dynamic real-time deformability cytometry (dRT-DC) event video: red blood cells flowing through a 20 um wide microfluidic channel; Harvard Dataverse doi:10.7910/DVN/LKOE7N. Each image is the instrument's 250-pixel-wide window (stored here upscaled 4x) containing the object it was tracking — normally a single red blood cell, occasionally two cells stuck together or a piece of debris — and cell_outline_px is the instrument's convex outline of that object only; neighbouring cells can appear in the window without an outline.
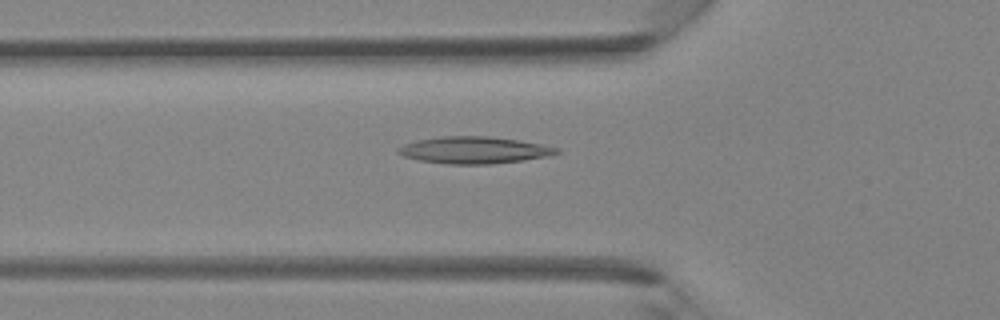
{"species": "Egyptian fruit bat (a non-hibernating species)", "species_latin": "Rousettus aegyptiacus", "temperature_condition": "room temperature", "stored_images_in_passage": 40, "camera_frame_rate_fps": 3000, "um_per_image_px": 0.085, "animal": {"sex": "female"}, "frame": {"image": 1, "passage_image": 14, "time_ms": 4.333, "image_size_px": [1000, 320], "cell_outline_px": [[560, 152], [548, 156], [520, 160], [488, 164], [448, 164], [420, 160], [404, 156], [396, 152], [396, 148], [404, 144], [416, 140], [440, 136], [488, 136], [516, 140], [540, 144], [560, 148]], "centroid_in_image_um": [40.25, 12.75], "position_along_channel_um": 85.5, "area_um2": 24.62}}
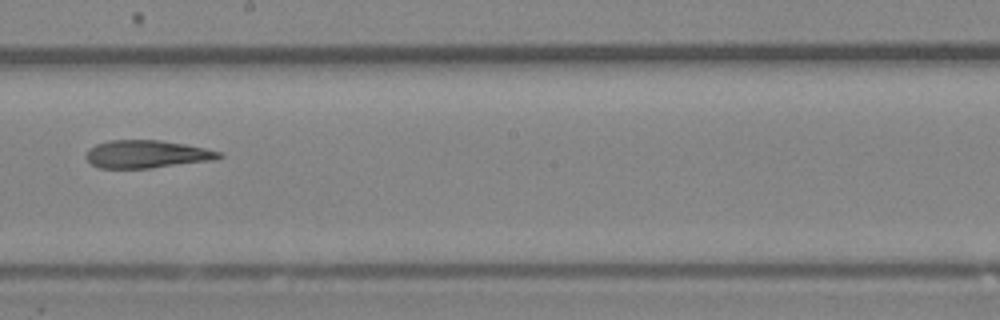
{"frame": {"image": 2, "passage_image": 23, "time_ms": 7.333, "image_size_px": [1000, 320], "cell_outline_px": [[224, 156], [216, 160], [152, 168], [100, 168], [92, 164], [84, 156], [88, 148], [96, 144], [108, 140], [160, 140], [184, 144], [204, 148], [220, 152]], "centroid_in_image_um": [12.46, 13.1], "position_along_channel_um": 235.7, "area_um2": 21.68}}
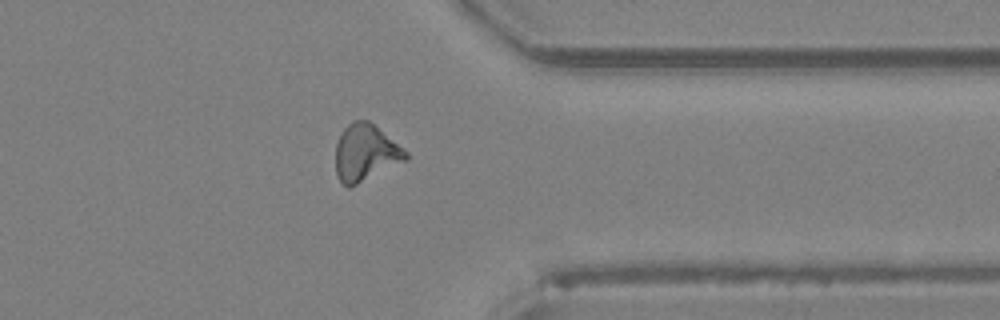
{"frame": {"image": 3, "passage_image": 32, "time_ms": 10.333, "image_size_px": [1000, 320], "cell_outline_px": [[408, 160], [348, 188], [336, 176], [336, 144], [344, 128], [352, 120], [368, 120], [408, 152]], "centroid_in_image_um": [31.07, 12.99], "position_along_channel_um": 380.3, "area_um2": 23.0}}